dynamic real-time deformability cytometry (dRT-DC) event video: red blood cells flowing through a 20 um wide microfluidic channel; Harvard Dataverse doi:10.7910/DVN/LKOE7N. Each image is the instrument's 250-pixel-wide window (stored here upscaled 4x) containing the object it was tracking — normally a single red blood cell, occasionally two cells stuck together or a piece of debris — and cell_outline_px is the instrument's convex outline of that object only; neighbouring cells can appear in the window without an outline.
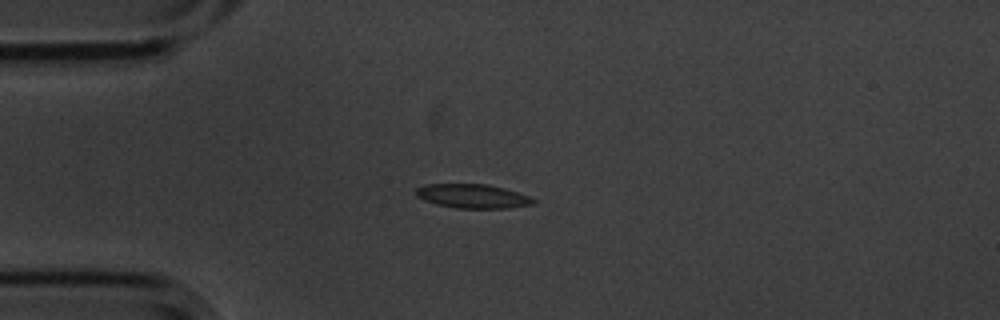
{"species": "common noctule bat (a hibernating species)", "species_latin": "Nyctalus noctula", "temperature_condition": "cold", "stored_images_in_passage": 5, "camera_frame_rate_fps": 3000, "um_per_image_px": 0.085, "animal": {"sex": "male", "body_mass_g": 20.1, "forearm_length_mm": 53.5}, "frame": {"image": 1, "passage_image": 1, "time_ms": 0.0, "image_size_px": [1000, 320], "cell_outline_px": [[536, 204], [508, 208], [456, 208], [436, 204], [424, 200], [416, 196], [416, 188], [424, 184], [488, 184], [504, 188], [528, 196], [536, 200]], "centroid_in_image_um": [40.17, 16.67], "position_along_channel_um": 44.8, "area_um2": 16.47}}
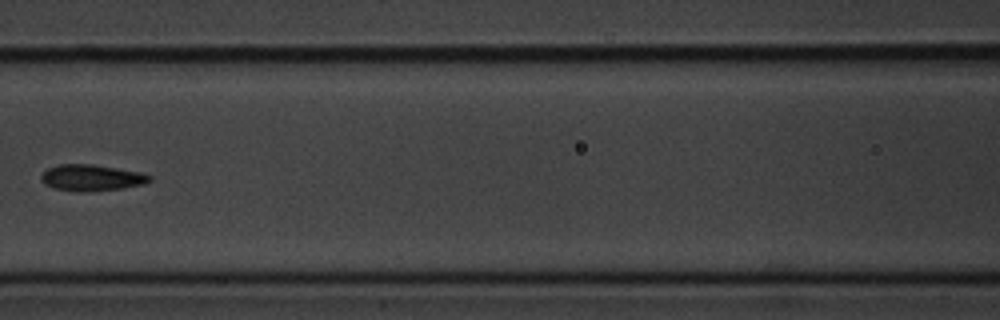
{"frame": {"image": 2, "passage_image": 4, "time_ms": 1.0, "image_size_px": [1000, 320], "cell_outline_px": [[152, 180], [144, 184], [124, 188], [92, 192], [76, 192], [56, 188], [44, 184], [40, 180], [40, 176], [48, 168], [60, 164], [92, 164], [140, 172], [152, 176]], "centroid_in_image_um": [7.79, 15.12], "position_along_channel_um": 158.8, "area_um2": 16.76}}
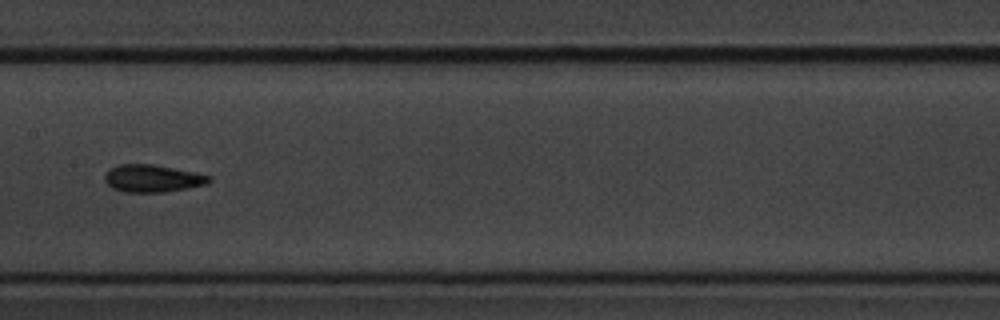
{"frame": {"image": 3, "passage_image": 5, "time_ms": 1.333, "image_size_px": [1000, 320], "cell_outline_px": [[212, 180], [208, 184], [188, 188], [164, 192], [124, 192], [112, 188], [104, 180], [104, 176], [112, 168], [120, 164], [152, 164], [212, 176]], "centroid_in_image_um": [12.98, 15.18], "position_along_channel_um": 194.4, "area_um2": 16.53}}